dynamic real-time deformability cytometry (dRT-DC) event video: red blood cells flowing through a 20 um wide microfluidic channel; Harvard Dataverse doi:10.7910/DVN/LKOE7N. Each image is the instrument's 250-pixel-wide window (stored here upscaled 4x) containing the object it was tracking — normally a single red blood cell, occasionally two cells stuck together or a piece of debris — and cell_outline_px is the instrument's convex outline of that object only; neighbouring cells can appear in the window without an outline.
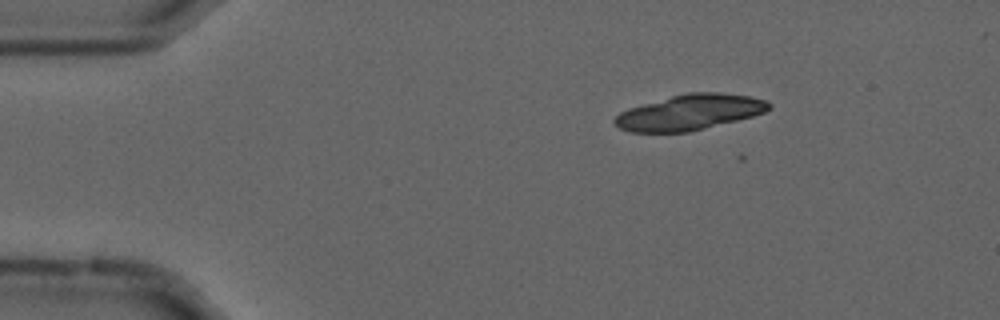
{"species": "common noctule bat (a hibernating species)", "species_latin": "Nyctalus noctula", "temperature_condition": "cold", "stored_images_in_passage": 3, "camera_frame_rate_fps": 3000, "um_per_image_px": 0.085, "animal": {"sex": "male", "forearm_length_mm": 52.5}, "frame": {"image": 1, "passage_image": 2, "time_ms": 0.333, "image_size_px": [1000, 320], "cell_outline_px": [[772, 108], [764, 112], [752, 116], [688, 132], [628, 132], [620, 128], [612, 120], [620, 112], [628, 108], [672, 96], [688, 92], [720, 92], [748, 96], [764, 100], [772, 104]], "centroid_in_image_um": [58.6, 9.54], "position_along_channel_um": 26.4, "area_um2": 31.62}}